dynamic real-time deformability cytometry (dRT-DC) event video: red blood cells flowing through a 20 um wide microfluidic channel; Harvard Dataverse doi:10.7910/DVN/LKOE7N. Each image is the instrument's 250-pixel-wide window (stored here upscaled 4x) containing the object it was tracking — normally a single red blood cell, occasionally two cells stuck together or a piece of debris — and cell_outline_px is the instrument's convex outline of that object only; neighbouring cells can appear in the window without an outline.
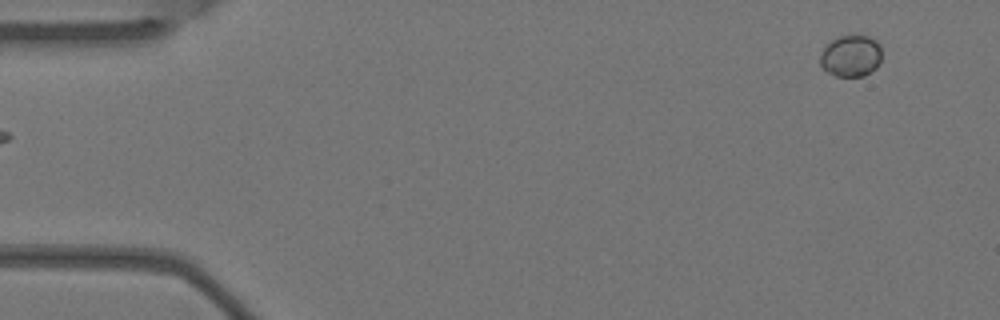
{"species": "Egyptian fruit bat (a non-hibernating species)", "species_latin": "Rousettus aegyptiacus", "temperature_condition": "warm", "stored_images_in_passage": 6, "camera_frame_rate_fps": 3000, "um_per_image_px": 0.085, "animal": {"sex": "female"}, "frame": {"image": 1, "passage_image": 6, "time_ms": 1.667, "image_size_px": [1000, 320], "cell_outline_px": [[880, 64], [876, 68], [864, 76], [836, 76], [828, 72], [820, 64], [820, 56], [824, 48], [832, 40], [840, 36], [852, 32], [868, 36], [876, 40], [880, 44]], "centroid_in_image_um": [72.35, 4.71], "position_along_channel_um": 12.7, "area_um2": 15.2}}